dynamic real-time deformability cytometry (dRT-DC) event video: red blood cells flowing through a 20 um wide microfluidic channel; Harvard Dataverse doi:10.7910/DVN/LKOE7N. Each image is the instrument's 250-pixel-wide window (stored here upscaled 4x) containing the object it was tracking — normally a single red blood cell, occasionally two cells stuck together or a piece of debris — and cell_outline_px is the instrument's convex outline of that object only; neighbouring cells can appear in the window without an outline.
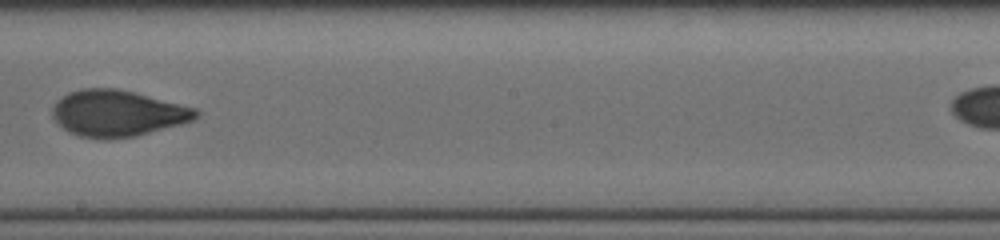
{"species": "human", "species_latin": "Homo sapiens", "temperature_condition": "cold", "stored_images_in_passage": 21, "camera_frame_rate_fps": 3000, "um_per_image_px": 0.085, "donor": {"sex": "male"}, "frame": {"image": 1, "passage_image": 13, "time_ms": 6.333, "image_size_px": [1000, 240], "cell_outline_px": [[200, 112], [192, 120], [180, 124], [136, 136], [108, 140], [80, 136], [68, 132], [52, 116], [52, 108], [56, 100], [68, 92], [80, 88], [120, 88], [196, 108]], "centroid_in_image_um": [9.96, 9.62], "position_along_channel_um": 238.2, "area_um2": 38.84}}
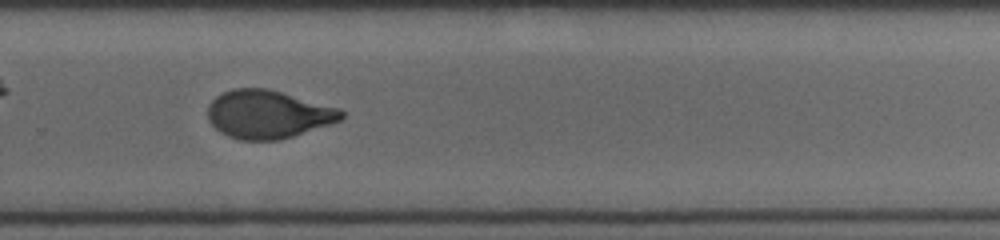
{"frame": {"image": 2, "passage_image": 16, "time_ms": 8.0, "image_size_px": [1000, 240], "cell_outline_px": [[344, 116], [340, 120], [332, 124], [280, 140], [240, 140], [228, 136], [220, 132], [208, 120], [208, 104], [216, 96], [232, 88], [268, 88], [340, 108], [344, 112]], "centroid_in_image_um": [22.79, 9.71], "position_along_channel_um": 307.0, "area_um2": 37.69}}
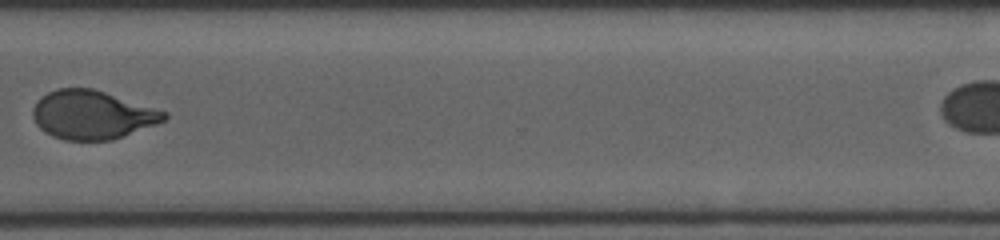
{"frame": {"image": 3, "passage_image": 18, "time_ms": 9.333, "image_size_px": [1000, 240], "cell_outline_px": [[168, 116], [164, 120], [156, 124], [112, 140], [64, 140], [52, 136], [44, 132], [36, 124], [32, 116], [32, 108], [48, 92], [56, 88], [92, 88], [168, 112]], "centroid_in_image_um": [7.83, 9.77], "position_along_channel_um": 362.8, "area_um2": 36.99}}